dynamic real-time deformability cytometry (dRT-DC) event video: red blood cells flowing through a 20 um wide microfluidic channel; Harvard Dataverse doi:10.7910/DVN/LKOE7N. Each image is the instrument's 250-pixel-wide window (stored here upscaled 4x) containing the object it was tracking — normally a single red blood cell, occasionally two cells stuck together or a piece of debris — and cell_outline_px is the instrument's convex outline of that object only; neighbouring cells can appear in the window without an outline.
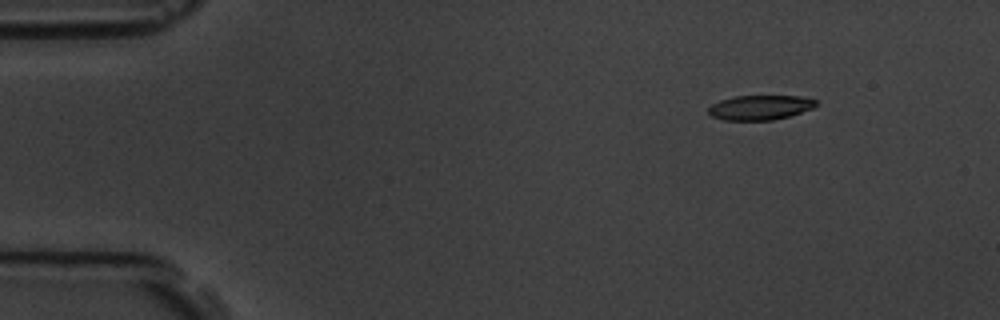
{"species": "common noctule bat (a hibernating species)", "species_latin": "Nyctalus noctula", "temperature_condition": "room temperature", "stored_images_in_passage": 5, "camera_frame_rate_fps": 3000, "um_per_image_px": 0.085, "animal": {"sex": "male", "body_mass_g": 19.5, "forearm_length_mm": 54.6}, "frame": {"image": 1, "passage_image": 1, "time_ms": 0.0, "image_size_px": [1000, 320], "cell_outline_px": [[820, 104], [812, 108], [788, 116], [772, 120], [724, 120], [712, 116], [708, 112], [708, 108], [712, 104], [720, 100], [736, 96], [800, 96], [820, 100]], "centroid_in_image_um": [64.64, 9.13], "position_along_channel_um": 20.4, "area_um2": 15.49}}
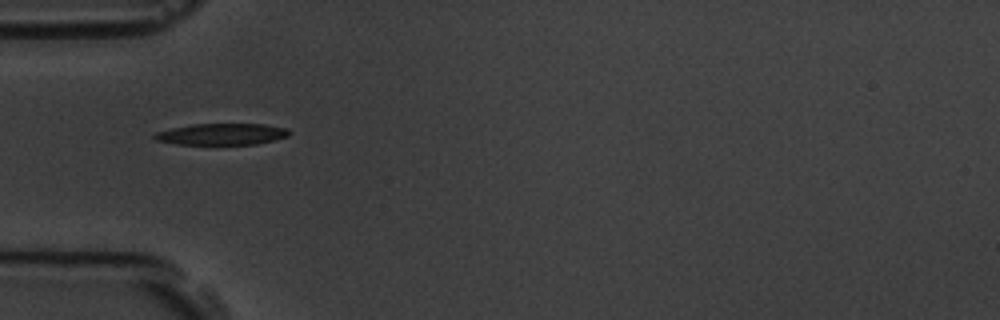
{"frame": {"image": 2, "passage_image": 4, "time_ms": 3.667, "image_size_px": [1000, 320], "cell_outline_px": [[292, 132], [288, 136], [276, 140], [256, 144], [176, 144], [156, 140], [152, 136], [156, 132], [172, 128], [192, 124], [264, 124], [288, 128]], "centroid_in_image_um": [18.9, 11.4], "position_along_channel_um": 66.1, "area_um2": 16.88}}
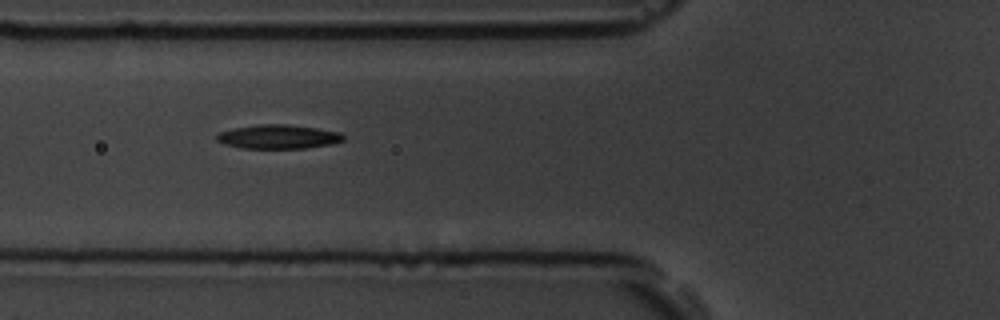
{"frame": {"image": 3, "passage_image": 5, "time_ms": 4.667, "image_size_px": [1000, 320], "cell_outline_px": [[344, 140], [328, 144], [304, 148], [240, 148], [224, 144], [216, 140], [216, 136], [220, 132], [236, 128], [256, 124], [284, 124], [316, 128], [340, 132], [344, 136]], "centroid_in_image_um": [23.62, 11.62], "position_along_channel_um": 102.2, "area_um2": 17.51}}